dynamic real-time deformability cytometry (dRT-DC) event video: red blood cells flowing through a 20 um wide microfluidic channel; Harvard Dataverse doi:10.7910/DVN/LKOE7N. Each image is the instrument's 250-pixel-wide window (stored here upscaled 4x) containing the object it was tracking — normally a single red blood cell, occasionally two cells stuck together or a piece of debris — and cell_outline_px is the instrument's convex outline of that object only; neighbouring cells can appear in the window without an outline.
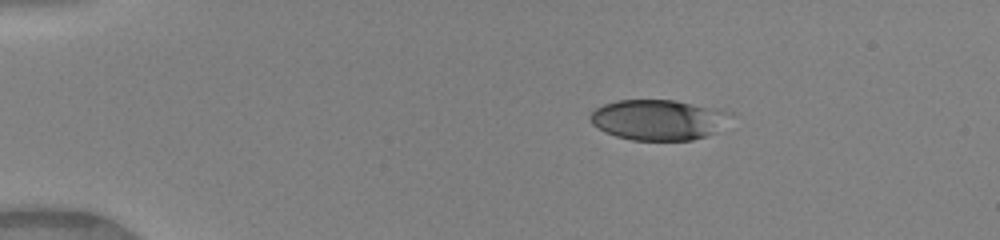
{"species": "human", "species_latin": "Homo sapiens", "temperature_condition": "warm", "stored_images_in_passage": 41, "camera_frame_rate_fps": 3000, "um_per_image_px": 0.085, "donor": {"sex": "female"}, "frame": {"image": 1, "passage_image": 1, "time_ms": 0.0, "image_size_px": [1000, 240], "cell_outline_px": [[732, 112], [716, 132], [692, 140], [632, 140], [616, 136], [604, 132], [592, 124], [588, 116], [596, 108], [604, 104], [616, 100], [676, 100], [716, 108]], "centroid_in_image_um": [55.91, 10.17], "position_along_channel_um": 29.1, "area_um2": 32.95}}
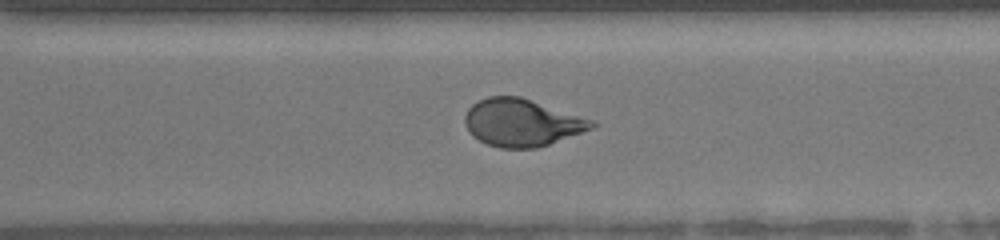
{"frame": {"image": 2, "passage_image": 28, "time_ms": 9.0, "image_size_px": [1000, 240], "cell_outline_px": [[600, 124], [592, 128], [548, 144], [536, 148], [500, 148], [488, 144], [472, 136], [464, 124], [464, 116], [468, 108], [472, 104], [488, 96], [520, 96], [596, 120]], "centroid_in_image_um": [44.36, 10.41], "position_along_channel_um": 326.2, "area_um2": 35.14}}
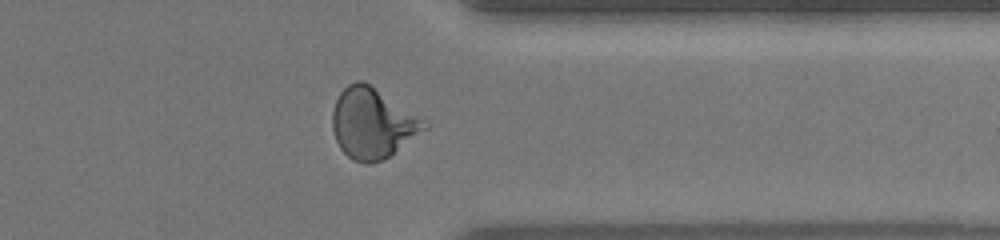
{"frame": {"image": 3, "passage_image": 32, "time_ms": 10.333, "image_size_px": [1000, 240], "cell_outline_px": [[432, 124], [428, 128], [384, 160], [368, 164], [364, 164], [352, 160], [340, 148], [336, 140], [332, 128], [332, 112], [336, 100], [340, 92], [348, 84], [356, 80], [364, 80]], "centroid_in_image_um": [31.67, 10.48], "position_along_channel_um": 379.7, "area_um2": 37.92}, "authors_computed_cell_mechanics": {"area_um2": 34.9112, "velocity_mm_per_s": 4.1435, "shape_relaxation_time_tau1_ms": 5.6064, "shape_relaxation_time_tau2_ms": 0.9346, "deformation_change_tau1": 0.2227, "deformation_change_tau2": 0.0765}}